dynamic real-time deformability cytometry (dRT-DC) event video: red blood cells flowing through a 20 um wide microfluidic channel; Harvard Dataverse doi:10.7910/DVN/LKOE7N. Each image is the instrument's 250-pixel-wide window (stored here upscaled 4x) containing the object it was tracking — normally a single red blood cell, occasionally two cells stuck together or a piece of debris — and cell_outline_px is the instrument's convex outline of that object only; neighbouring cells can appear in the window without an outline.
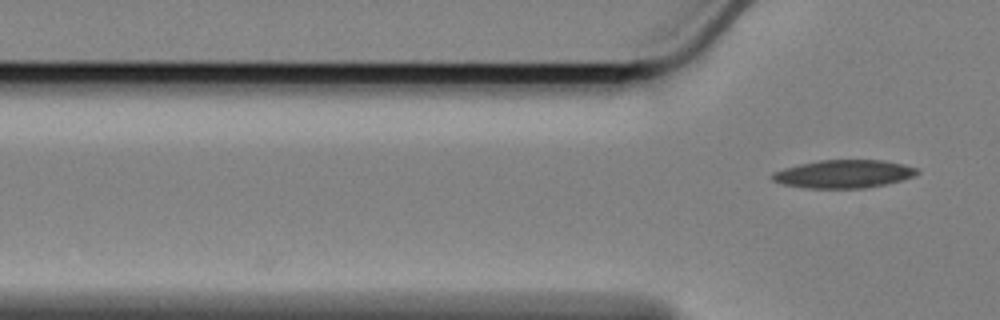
{"species": "Egyptian fruit bat (a non-hibernating species)", "species_latin": "Rousettus aegyptiacus", "temperature_condition": "cold", "stored_images_in_passage": 4, "camera_frame_rate_fps": 3000, "um_per_image_px": 0.085, "animal": {"sex": "female"}, "frame": {"image": 1, "passage_image": 4, "time_ms": 1.0, "image_size_px": [1000, 320], "cell_outline_px": [[920, 172], [912, 176], [900, 180], [884, 184], [864, 188], [808, 188], [784, 184], [772, 180], [772, 172], [784, 168], [800, 164], [820, 160], [880, 160], [904, 164], [916, 168]], "centroid_in_image_um": [71.69, 14.78], "position_along_channel_um": 54.1, "area_um2": 23.41}}